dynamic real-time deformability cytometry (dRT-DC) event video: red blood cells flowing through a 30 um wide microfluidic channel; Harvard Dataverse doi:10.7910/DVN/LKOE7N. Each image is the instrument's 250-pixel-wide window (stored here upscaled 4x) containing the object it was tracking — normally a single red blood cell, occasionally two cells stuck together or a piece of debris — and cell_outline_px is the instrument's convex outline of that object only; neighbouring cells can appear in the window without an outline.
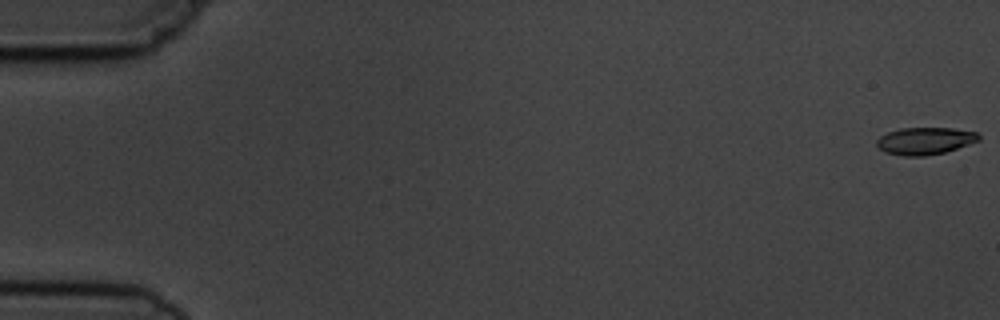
{"species": "common noctule bat (a hibernating species)", "species_latin": "Nyctalus noctula", "temperature_condition": "cold", "stored_images_in_passage": 9, "camera_frame_rate_fps": 3000, "um_per_image_px": 0.085, "animal": {"sex": "male", "body_mass_g": 19.5, "forearm_length_mm": 54.6}, "frame": {"image": 1, "passage_image": 1, "time_ms": 0.0, "image_size_px": [1000, 320], "cell_outline_px": [[980, 140], [944, 152], [924, 156], [904, 156], [884, 152], [876, 144], [876, 140], [880, 136], [888, 132], [900, 128], [952, 128], [976, 132], [980, 136]], "centroid_in_image_um": [78.6, 11.97], "position_along_channel_um": 6.4, "area_um2": 16.07}}
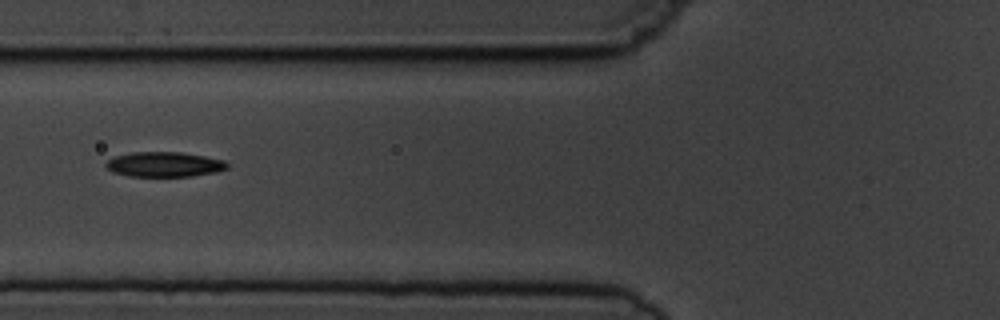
{"frame": {"image": 2, "passage_image": 7, "time_ms": 7.0, "image_size_px": [1000, 320], "cell_outline_px": [[228, 168], [216, 172], [192, 176], [128, 176], [112, 172], [104, 164], [108, 160], [116, 156], [132, 152], [184, 152], [224, 160], [228, 164]], "centroid_in_image_um": [13.97, 13.97], "position_along_channel_um": 111.8, "area_um2": 17.63}}
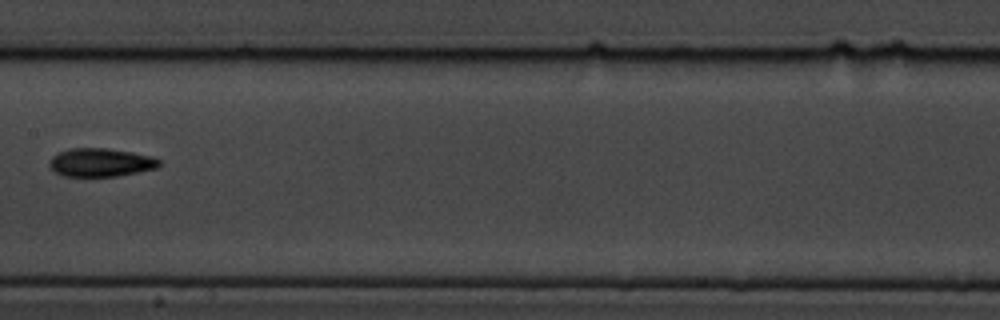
{"frame": {"image": 3, "passage_image": 9, "time_ms": 9.333, "image_size_px": [1000, 320], "cell_outline_px": [[160, 164], [156, 168], [116, 176], [64, 176], [56, 172], [48, 164], [52, 156], [68, 148], [108, 148], [132, 152], [152, 156], [160, 160]], "centroid_in_image_um": [8.55, 13.8], "position_along_channel_um": 198.8, "area_um2": 18.03}}